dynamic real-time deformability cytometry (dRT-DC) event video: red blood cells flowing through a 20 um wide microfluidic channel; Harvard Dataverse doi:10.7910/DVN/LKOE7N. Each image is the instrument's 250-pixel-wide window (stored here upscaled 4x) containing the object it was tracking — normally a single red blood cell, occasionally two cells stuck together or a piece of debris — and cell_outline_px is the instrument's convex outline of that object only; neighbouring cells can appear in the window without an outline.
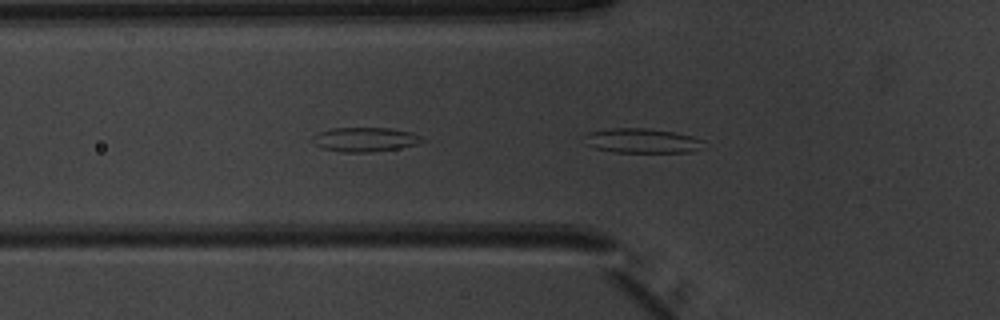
{"species": "common noctule bat (a hibernating species)", "species_latin": "Nyctalus noctula", "temperature_condition": "warm", "stored_images_in_passage": 20, "camera_frame_rate_fps": 3000, "um_per_image_px": 0.085, "animal": {"sex": "male", "body_mass_g": 20.1, "forearm_length_mm": 53.5}, "frame": {"image": 1, "passage_image": 15, "time_ms": 4.667, "image_size_px": [1000, 320], "cell_outline_px": [[704, 148], [692, 152], [612, 152], [596, 148], [588, 144], [580, 136], [588, 132], [612, 128], [644, 128], [676, 132], [692, 136], [704, 140]], "centroid_in_image_um": [54.59, 11.96], "position_along_channel_um": 71.2, "area_um2": 17.34}}